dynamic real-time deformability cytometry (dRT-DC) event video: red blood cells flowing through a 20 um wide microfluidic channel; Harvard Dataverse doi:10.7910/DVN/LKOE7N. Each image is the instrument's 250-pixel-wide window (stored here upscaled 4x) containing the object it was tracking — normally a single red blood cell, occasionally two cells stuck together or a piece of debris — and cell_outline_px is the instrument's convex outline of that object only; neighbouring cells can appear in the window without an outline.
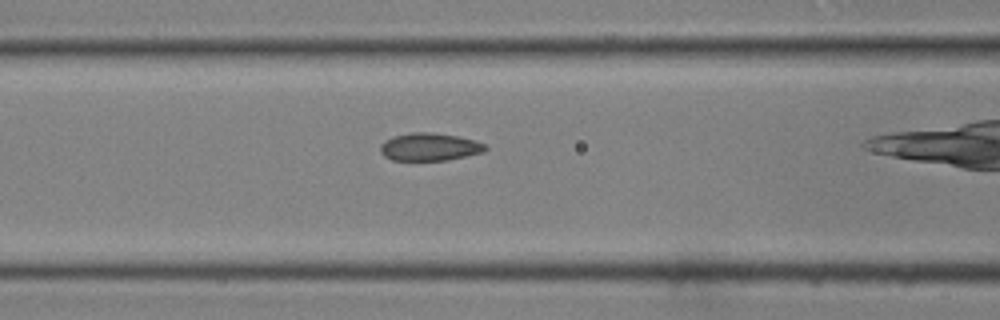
{"species": "common noctule bat (a hibernating species)", "species_latin": "Nyctalus noctula", "temperature_condition": "room temperature", "stored_images_in_passage": 32, "camera_frame_rate_fps": 3000, "um_per_image_px": 0.085, "animal": {"sex": "male", "body_mass_g": 19.0, "forearm_length_mm": 50.8}, "frame": {"image": 1, "passage_image": 15, "time_ms": 4.667, "image_size_px": [1000, 320], "cell_outline_px": [[488, 148], [484, 152], [444, 160], [392, 160], [384, 156], [380, 152], [380, 144], [384, 140], [392, 136], [412, 132], [428, 132], [456, 136], [472, 140], [484, 144]], "centroid_in_image_um": [36.45, 12.48], "position_along_channel_um": 130.2, "area_um2": 16.82}}
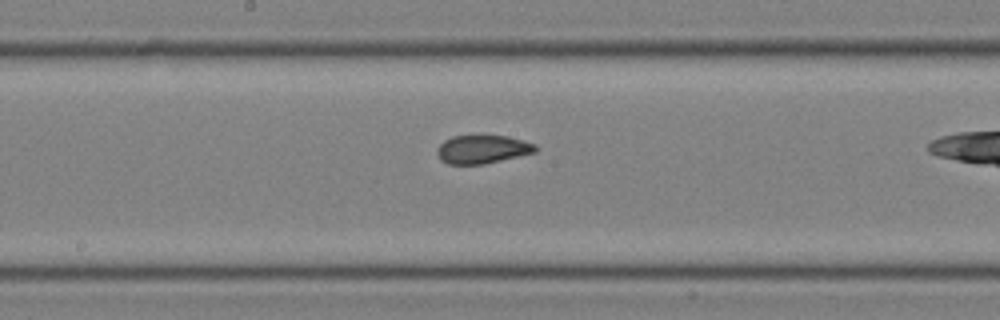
{"frame": {"image": 2, "passage_image": 20, "time_ms": 6.333, "image_size_px": [1000, 320], "cell_outline_px": [[536, 152], [484, 164], [448, 164], [440, 160], [436, 152], [436, 148], [444, 140], [452, 136], [508, 136], [524, 140], [536, 144]], "centroid_in_image_um": [40.99, 12.69], "position_along_channel_um": 207.2, "area_um2": 16.3}}
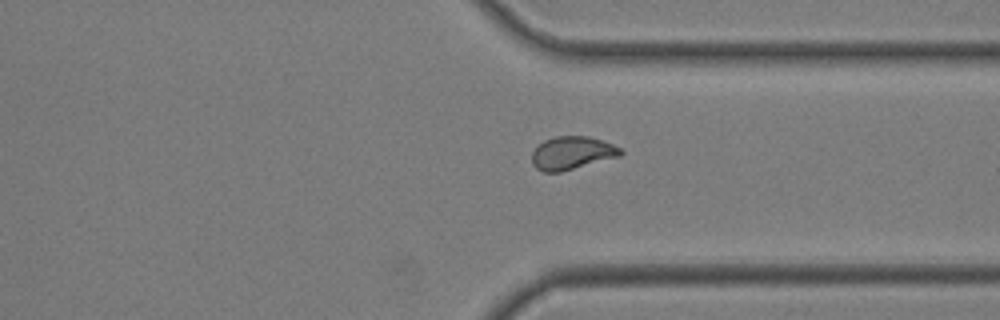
{"frame": {"image": 3, "passage_image": 30, "time_ms": 9.667, "image_size_px": [1000, 320], "cell_outline_px": [[624, 152], [620, 156], [560, 172], [544, 172], [536, 168], [532, 164], [532, 152], [544, 140], [556, 136], [588, 136], [612, 144], [620, 148]], "centroid_in_image_um": [48.61, 13.01], "position_along_channel_um": 362.8, "area_um2": 16.94}}